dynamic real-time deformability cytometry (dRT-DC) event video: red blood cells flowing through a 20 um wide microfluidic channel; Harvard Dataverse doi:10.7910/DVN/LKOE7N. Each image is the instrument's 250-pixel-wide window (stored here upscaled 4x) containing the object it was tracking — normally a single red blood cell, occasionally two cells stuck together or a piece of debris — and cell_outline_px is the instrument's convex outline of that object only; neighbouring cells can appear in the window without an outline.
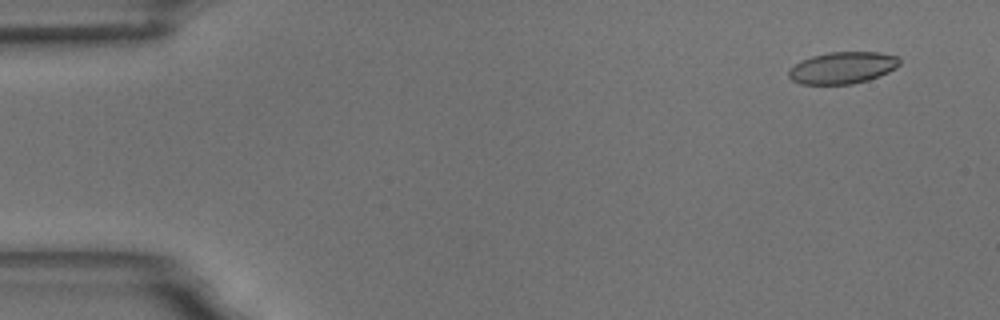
{"species": "common noctule bat (a hibernating species)", "species_latin": "Nyctalus noctula", "temperature_condition": "room temperature", "stored_images_in_passage": 53, "camera_frame_rate_fps": 3000, "um_per_image_px": 0.085, "animal": {"sex": "male", "body_mass_g": 18.8}, "frame": {"image": 1, "passage_image": 1, "time_ms": 0.0, "image_size_px": [1000, 320], "cell_outline_px": [[900, 64], [896, 68], [888, 72], [868, 80], [852, 84], [800, 84], [792, 80], [788, 76], [788, 68], [800, 60], [812, 56], [828, 52], [880, 52], [896, 56], [900, 60]], "centroid_in_image_um": [71.58, 5.76], "position_along_channel_um": 13.4, "area_um2": 20.69}}
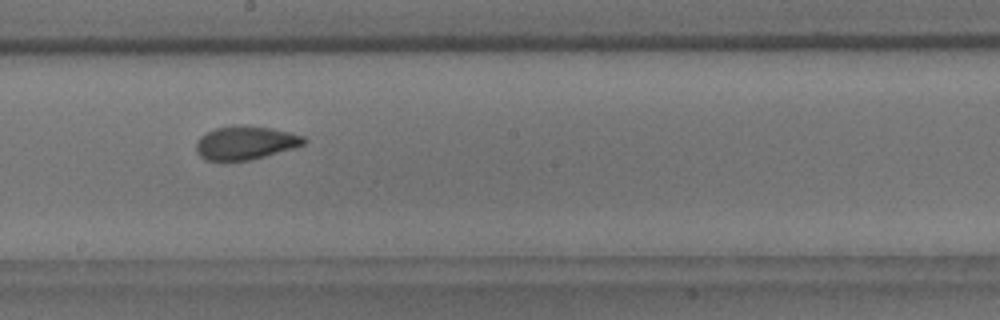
{"frame": {"image": 2, "passage_image": 28, "time_ms": 9.0, "image_size_px": [1000, 320], "cell_outline_px": [[308, 140], [304, 144], [292, 148], [264, 156], [248, 160], [224, 164], [204, 160], [196, 152], [196, 140], [200, 136], [216, 128], [232, 124], [272, 128], [292, 132], [304, 136]], "centroid_in_image_um": [20.8, 12.16], "position_along_channel_um": 227.4, "area_um2": 21.68}}
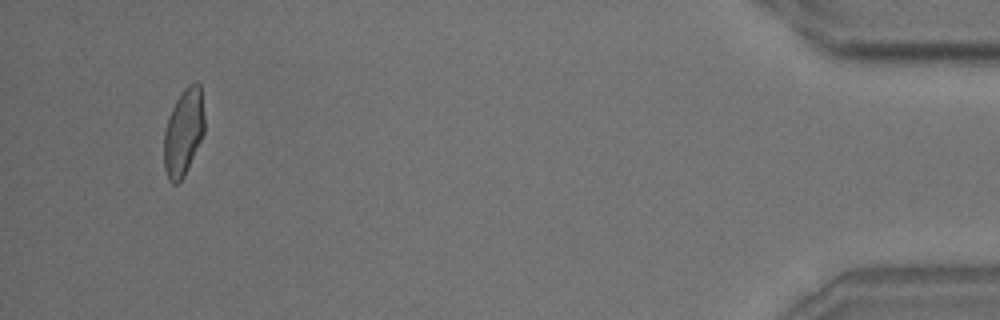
{"frame": {"image": 3, "passage_image": 50, "time_ms": 16.333, "image_size_px": [1000, 320], "cell_outline_px": [[204, 132], [184, 176], [176, 184], [172, 184], [168, 180], [164, 168], [164, 128], [168, 116], [176, 100], [184, 88], [188, 84], [196, 80], [200, 84], [204, 116]], "centroid_in_image_um": [15.58, 11.21], "position_along_channel_um": 419.6, "area_um2": 20.58}, "authors_computed_cell_mechanics": {"area_um2": 21.097, "velocity_mm_per_s": 3.6368, "shape_relaxation_time_tau1_ms": 6.5259, "shape_relaxation_time_tau2_ms": 1.2058, "deformation_change_tau1": 0.1661, "deformation_change_tau2": 0.0624}}